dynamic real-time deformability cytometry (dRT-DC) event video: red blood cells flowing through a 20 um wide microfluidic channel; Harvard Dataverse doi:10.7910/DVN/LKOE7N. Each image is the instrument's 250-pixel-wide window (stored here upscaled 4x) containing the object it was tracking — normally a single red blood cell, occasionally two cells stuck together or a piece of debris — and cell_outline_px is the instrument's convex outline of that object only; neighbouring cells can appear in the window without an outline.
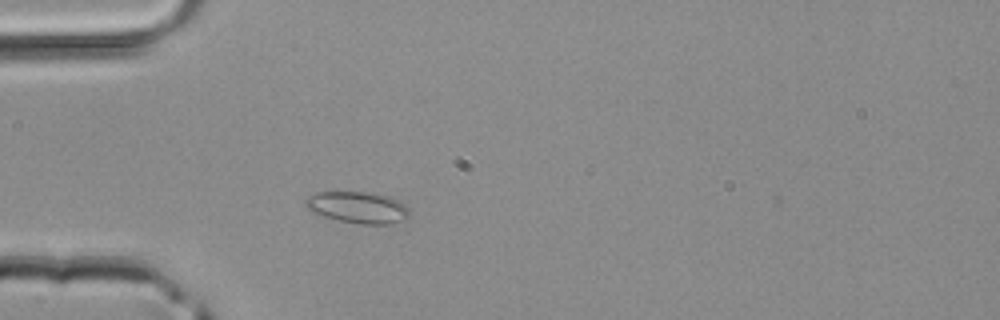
{"species": "common noctule bat (a hibernating species)", "species_latin": "Nyctalus noctula", "temperature_condition": "room temperature", "stored_images_in_passage": 37, "camera_frame_rate_fps": 3000, "um_per_image_px": 0.085, "animal": {"sex": "male", "body_mass_g": 20.4}, "frame": {"image": 1, "passage_image": 6, "time_ms": 1.667, "image_size_px": [1000, 320], "cell_outline_px": [[408, 216], [404, 220], [388, 224], [360, 224], [340, 220], [324, 216], [312, 212], [304, 208], [304, 200], [308, 196], [316, 192], [364, 192], [392, 196], [404, 204], [408, 208]], "centroid_in_image_um": [30.38, 17.62], "position_along_channel_um": 54.6, "area_um2": 19.19}}
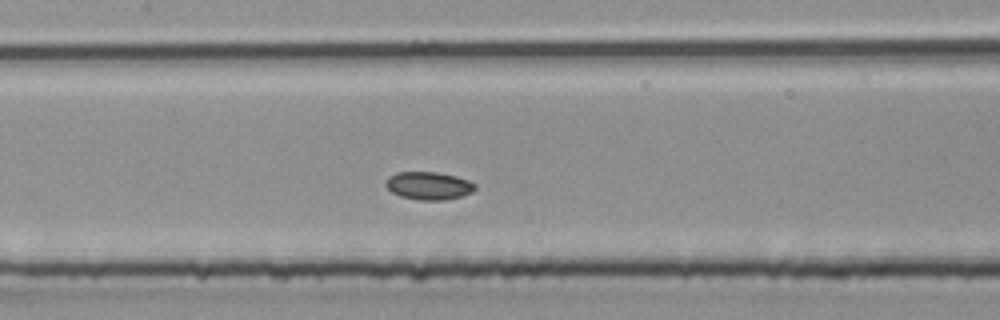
{"frame": {"image": 2, "passage_image": 14, "time_ms": 4.333, "image_size_px": [1000, 320], "cell_outline_px": [[476, 188], [472, 192], [460, 196], [444, 200], [420, 200], [400, 196], [392, 192], [384, 184], [388, 176], [396, 172], [436, 172], [456, 176], [468, 180], [476, 184]], "centroid_in_image_um": [36.42, 15.78], "position_along_channel_um": 171.0, "area_um2": 14.51}}
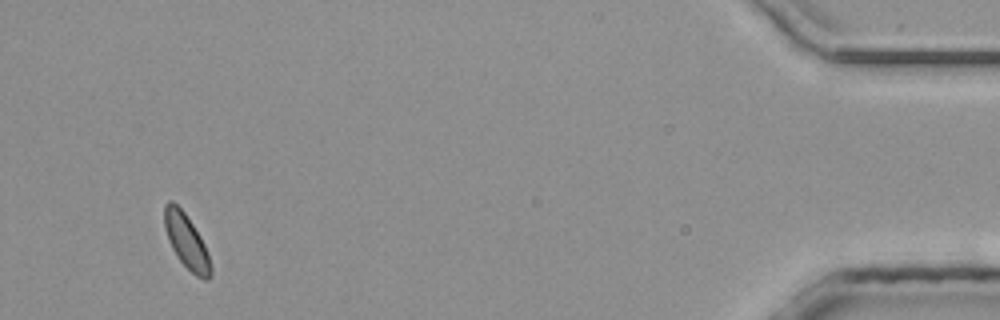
{"frame": {"image": 3, "passage_image": 35, "time_ms": 11.333, "image_size_px": [1000, 320], "cell_outline_px": [[212, 276], [208, 280], [204, 280], [196, 276], [176, 256], [172, 248], [164, 228], [164, 204], [168, 200], [172, 200], [184, 212], [200, 236], [204, 244], [212, 268]], "centroid_in_image_um": [15.84, 20.51], "position_along_channel_um": 419.4, "area_um2": 14.57}}